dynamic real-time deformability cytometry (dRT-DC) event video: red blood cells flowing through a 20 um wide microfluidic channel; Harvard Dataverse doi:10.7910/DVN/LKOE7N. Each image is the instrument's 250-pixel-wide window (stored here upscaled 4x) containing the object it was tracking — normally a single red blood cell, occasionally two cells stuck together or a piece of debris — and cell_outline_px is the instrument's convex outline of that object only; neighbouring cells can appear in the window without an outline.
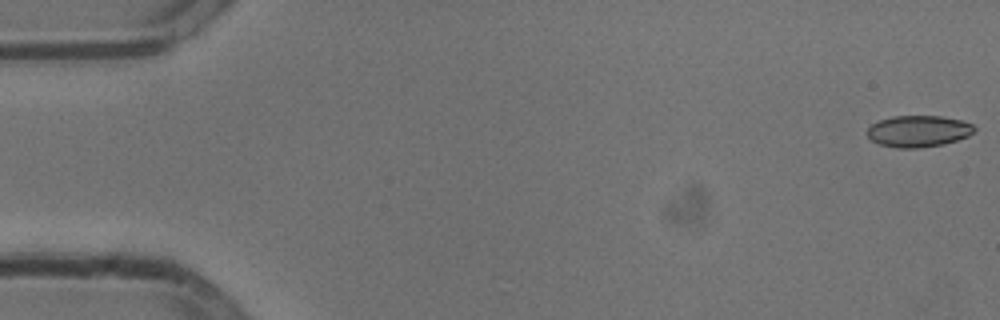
{"species": "common noctule bat (a hibernating species)", "species_latin": "Nyctalus noctula", "temperature_condition": "cold", "stored_images_in_passage": 54, "camera_frame_rate_fps": 3000, "um_per_image_px": 0.085, "animal": {"sex": "male", "body_mass_g": 13.3}, "frame": {"image": 1, "passage_image": 1, "time_ms": 0.0, "image_size_px": [1000, 320], "cell_outline_px": [[976, 128], [968, 136], [944, 144], [916, 148], [896, 148], [880, 144], [872, 140], [868, 136], [868, 128], [872, 124], [880, 120], [892, 116], [940, 116], [960, 120], [972, 124]], "centroid_in_image_um": [78.06, 11.15], "position_along_channel_um": 6.9, "area_um2": 19.48}}
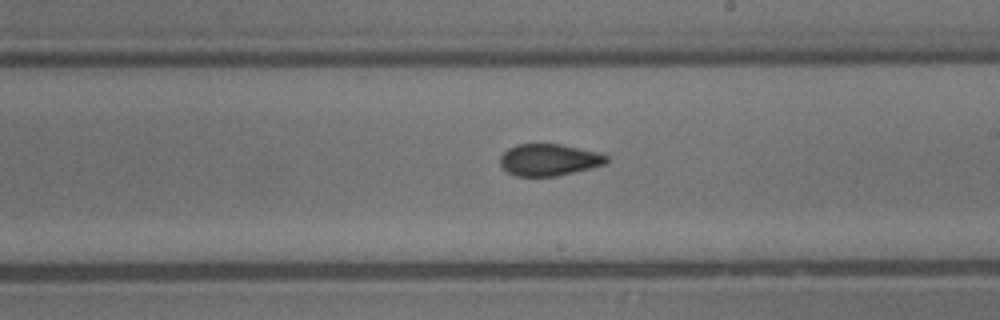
{"frame": {"image": 2, "passage_image": 31, "time_ms": 10.0, "image_size_px": [1000, 320], "cell_outline_px": [[608, 160], [604, 164], [556, 176], [516, 176], [508, 172], [500, 164], [500, 156], [508, 148], [516, 144], [560, 144], [600, 152], [608, 156]], "centroid_in_image_um": [46.65, 13.57], "position_along_channel_um": 242.4, "area_um2": 19.59}}
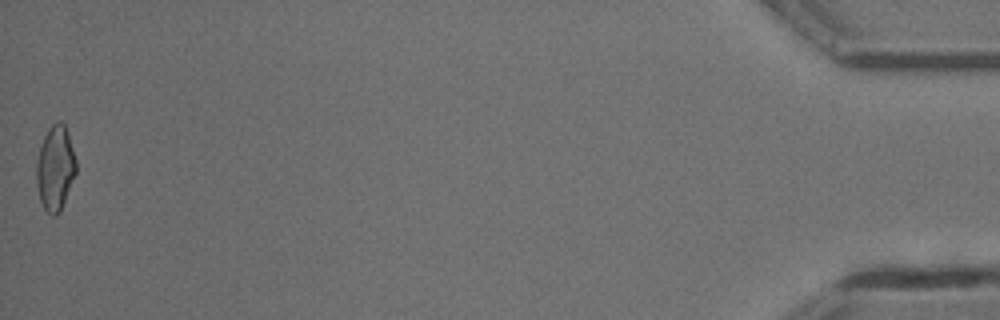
{"frame": {"image": 3, "passage_image": 54, "time_ms": 17.667, "image_size_px": [1000, 320], "cell_outline_px": [[76, 172], [60, 212], [56, 216], [52, 216], [44, 208], [40, 200], [36, 184], [36, 160], [44, 136], [48, 128], [56, 120], [60, 120], [64, 124], [68, 132], [76, 160]], "centroid_in_image_um": [4.69, 14.27], "position_along_channel_um": 430.5, "area_um2": 19.65}, "authors_computed_cell_mechanics": {"area_um2": 19.8832, "velocity_mm_per_s": 3.8176, "shape_relaxation_time_tau1_ms": 4.4106, "shape_relaxation_time_tau2_ms": 1.9783, "deformation_change_tau1": 0.1085, "deformation_change_tau2": 0.0726}}